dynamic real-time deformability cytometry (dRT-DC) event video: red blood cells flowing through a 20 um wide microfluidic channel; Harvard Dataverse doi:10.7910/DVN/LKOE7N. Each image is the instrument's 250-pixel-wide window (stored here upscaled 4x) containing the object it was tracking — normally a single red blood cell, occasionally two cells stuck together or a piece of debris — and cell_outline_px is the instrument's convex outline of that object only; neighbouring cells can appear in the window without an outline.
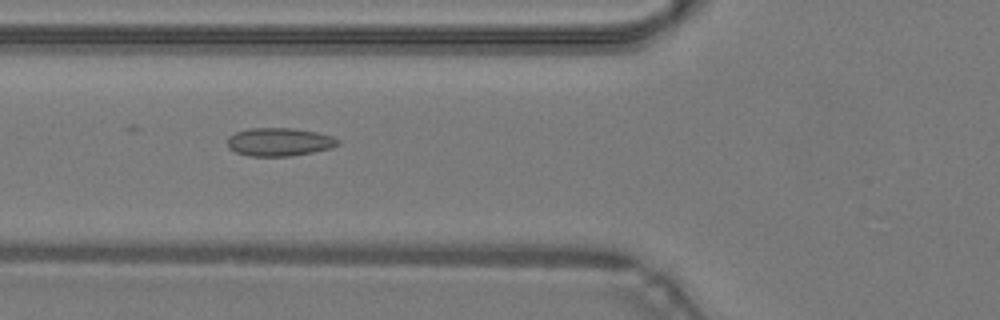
{"species": "common noctule bat (a hibernating species)", "species_latin": "Nyctalus noctula", "temperature_condition": "warm", "stored_images_in_passage": 48, "camera_frame_rate_fps": 3000, "um_per_image_px": 0.085, "animal": {"sex": "male", "body_mass_g": 19.2, "forearm_length_mm": 51.8}, "frame": {"image": 1, "passage_image": 18, "time_ms": 5.667, "image_size_px": [1000, 320], "cell_outline_px": [[340, 144], [332, 148], [292, 156], [248, 156], [236, 152], [228, 148], [228, 136], [236, 132], [248, 128], [292, 128], [316, 132], [332, 136], [340, 140]], "centroid_in_image_um": [23.74, 12.06], "position_along_channel_um": 102.1, "area_um2": 18.26}}
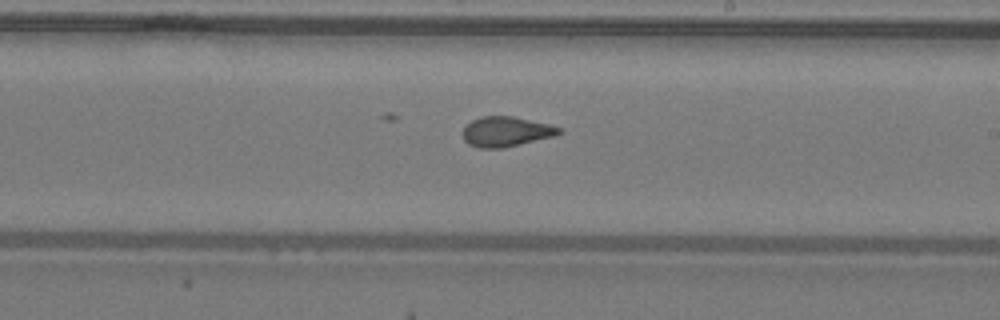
{"frame": {"image": 2, "passage_image": 28, "time_ms": 9.0, "image_size_px": [1000, 320], "cell_outline_px": [[564, 132], [556, 136], [520, 144], [500, 148], [480, 148], [468, 144], [464, 140], [464, 128], [472, 120], [480, 116], [512, 116], [548, 124], [564, 128]], "centroid_in_image_um": [43.07, 11.18], "position_along_channel_um": 245.9, "area_um2": 16.82}}
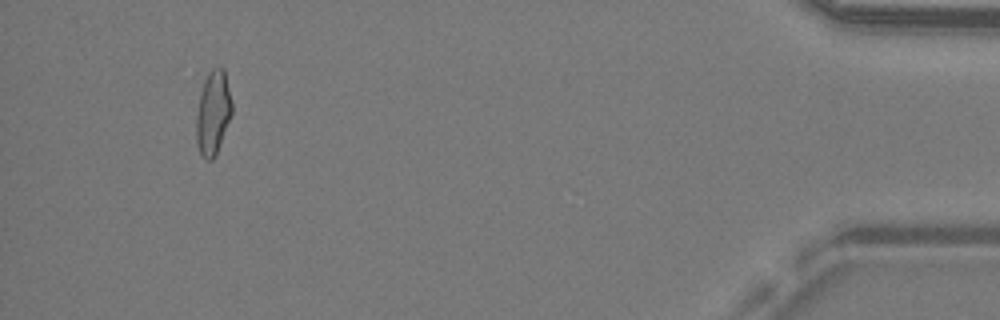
{"frame": {"image": 3, "passage_image": 45, "time_ms": 14.667, "image_size_px": [1000, 320], "cell_outline_px": [[232, 112], [216, 156], [212, 160], [204, 160], [200, 152], [196, 140], [196, 116], [200, 92], [204, 80], [208, 72], [212, 68], [220, 64], [224, 68], [232, 100]], "centroid_in_image_um": [18.11, 9.55], "position_along_channel_um": 417.1, "area_um2": 17.74}, "authors_computed_cell_mechanics": {"area_um2": 17.6579, "velocity_mm_per_s": 4.3123, "shape_relaxation_time_tau1_ms": null, "shape_relaxation_time_tau2_ms": 1.1525, "deformation_change_tau1": null, "deformation_change_tau2": 0.0893}}